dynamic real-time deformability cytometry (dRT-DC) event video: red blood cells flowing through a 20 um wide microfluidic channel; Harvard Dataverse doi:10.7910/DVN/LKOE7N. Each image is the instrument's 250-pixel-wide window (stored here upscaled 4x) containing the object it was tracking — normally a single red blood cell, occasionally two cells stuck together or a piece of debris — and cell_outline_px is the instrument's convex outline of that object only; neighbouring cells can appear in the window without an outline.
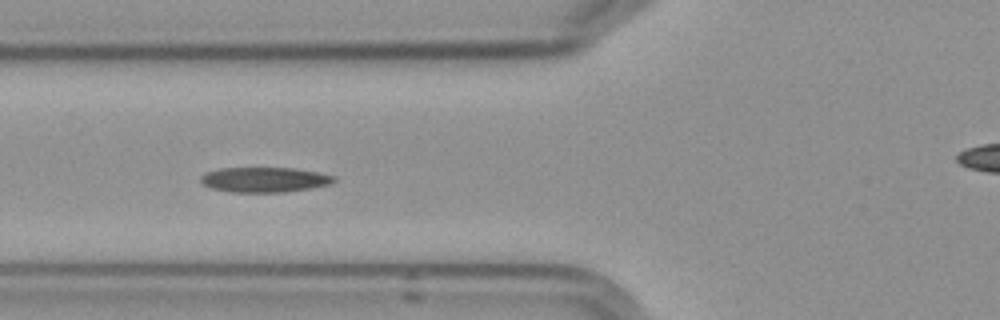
{"species": "Egyptian fruit bat (a non-hibernating species)", "species_latin": "Rousettus aegyptiacus", "temperature_condition": "cold", "stored_images_in_passage": 5, "camera_frame_rate_fps": 3000, "um_per_image_px": 0.085, "frame": {"image": 1, "passage_image": 4, "time_ms": 3.667, "image_size_px": [1000, 320], "cell_outline_px": [[336, 180], [332, 184], [312, 188], [284, 192], [232, 192], [212, 188], [204, 184], [200, 180], [200, 176], [204, 172], [220, 168], [296, 168], [320, 172], [336, 176]], "centroid_in_image_um": [22.52, 15.26], "position_along_channel_um": 103.3, "area_um2": 19.65}}
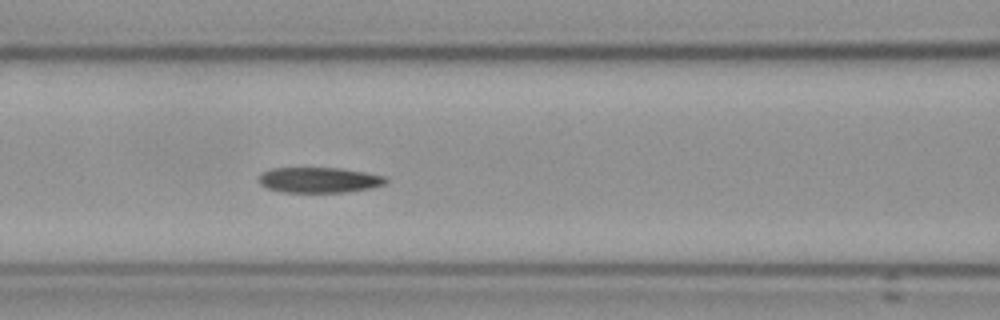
{"frame": {"image": 2, "passage_image": 5, "time_ms": 4.667, "image_size_px": [1000, 320], "cell_outline_px": [[388, 180], [384, 184], [372, 188], [344, 192], [284, 192], [268, 188], [260, 184], [260, 172], [272, 168], [340, 168], [364, 172], [384, 176]], "centroid_in_image_um": [27.12, 15.29], "position_along_channel_um": 139.5, "area_um2": 18.73}}